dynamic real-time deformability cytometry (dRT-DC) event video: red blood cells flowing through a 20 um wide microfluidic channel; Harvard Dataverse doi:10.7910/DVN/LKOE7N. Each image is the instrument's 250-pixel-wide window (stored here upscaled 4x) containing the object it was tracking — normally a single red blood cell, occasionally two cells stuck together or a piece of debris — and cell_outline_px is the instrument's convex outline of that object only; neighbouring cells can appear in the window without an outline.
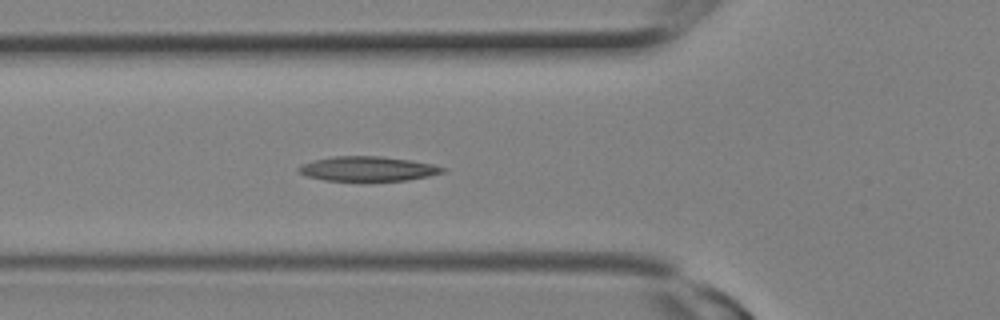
{"species": "Egyptian fruit bat (a non-hibernating species)", "species_latin": "Rousettus aegyptiacus", "temperature_condition": "room temperature", "stored_images_in_passage": 4, "camera_frame_rate_fps": 3000, "um_per_image_px": 0.085, "animal": {"sex": "female"}, "frame": {"image": 1, "passage_image": 4, "time_ms": 1.0, "image_size_px": [1000, 320], "cell_outline_px": [[448, 168], [444, 172], [428, 176], [408, 180], [324, 180], [308, 176], [296, 172], [296, 168], [300, 164], [312, 160], [332, 156], [380, 156], [412, 160], [432, 164]], "centroid_in_image_um": [31.23, 14.33], "position_along_channel_um": 94.6, "area_um2": 20.75}}